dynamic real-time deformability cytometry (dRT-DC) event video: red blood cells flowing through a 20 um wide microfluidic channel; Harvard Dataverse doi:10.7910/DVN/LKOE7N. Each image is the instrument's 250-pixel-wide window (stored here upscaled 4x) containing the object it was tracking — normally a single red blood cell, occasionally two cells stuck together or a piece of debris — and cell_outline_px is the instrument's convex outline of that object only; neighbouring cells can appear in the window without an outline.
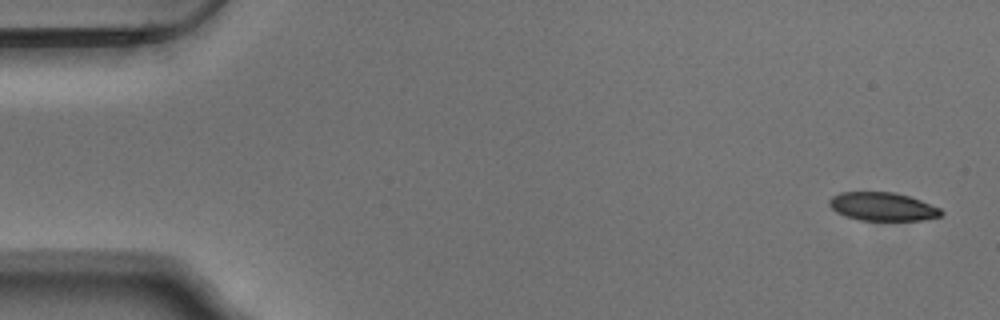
{"species": "Egyptian fruit bat (a non-hibernating species)", "species_latin": "Rousettus aegyptiacus", "temperature_condition": "warm", "stored_images_in_passage": 53, "camera_frame_rate_fps": 3000, "um_per_image_px": 0.085, "animal": {"sex": "male"}, "frame": {"image": 1, "passage_image": 1, "time_ms": 0.0, "image_size_px": [1000, 320], "cell_outline_px": [[944, 212], [940, 216], [924, 220], [860, 220], [844, 216], [836, 212], [828, 204], [828, 200], [832, 196], [840, 192], [896, 192], [920, 200], [940, 208]], "centroid_in_image_um": [75.0, 17.56], "position_along_channel_um": 10.0, "area_um2": 18.55}}
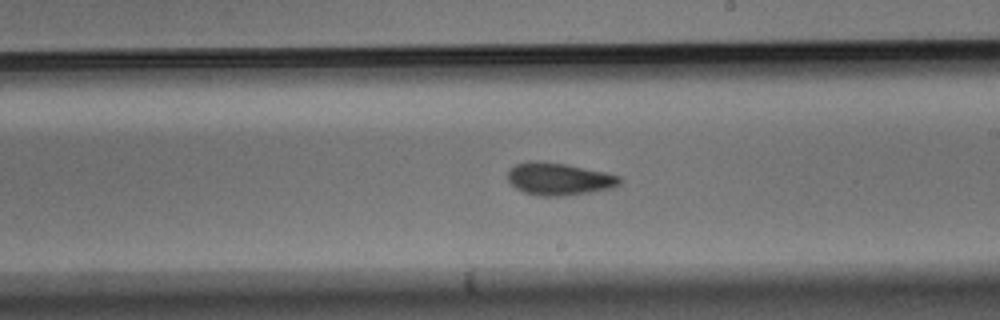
{"frame": {"image": 2, "passage_image": 30, "time_ms": 9.667, "image_size_px": [1000, 320], "cell_outline_px": [[620, 184], [612, 188], [588, 192], [560, 196], [536, 196], [524, 192], [516, 188], [508, 180], [508, 168], [516, 164], [528, 160], [540, 160], [568, 164], [604, 172], [620, 176]], "centroid_in_image_um": [47.46, 15.19], "position_along_channel_um": 241.5, "area_um2": 21.27}}
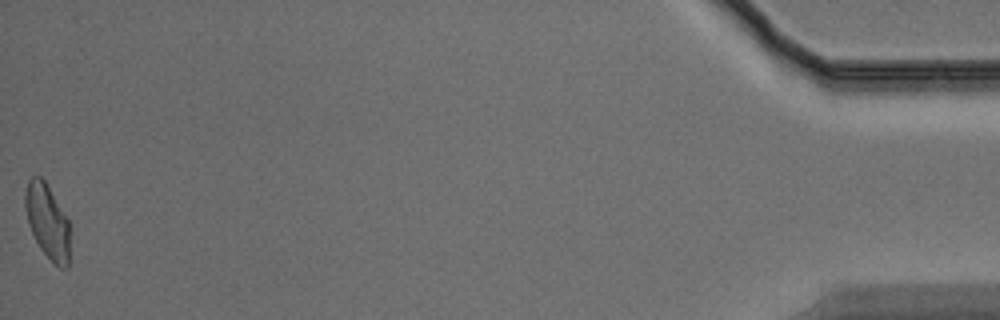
{"frame": {"image": 3, "passage_image": 53, "time_ms": 17.333, "image_size_px": [1000, 320], "cell_outline_px": [[68, 268], [60, 268], [40, 248], [28, 224], [24, 208], [24, 192], [28, 180], [32, 176], [40, 176], [44, 180], [68, 220]], "centroid_in_image_um": [3.98, 18.78], "position_along_channel_um": 431.2, "area_um2": 18.96}, "authors_computed_cell_mechanics": {"area_um2": 20.4612, "velocity_mm_per_s": 3.7342, "shape_relaxation_time_tau1_ms": 6.8835, "shape_relaxation_time_tau2_ms": 2.6647, "deformation_change_tau1": 0.1521, "deformation_change_tau2": 0.0829}}